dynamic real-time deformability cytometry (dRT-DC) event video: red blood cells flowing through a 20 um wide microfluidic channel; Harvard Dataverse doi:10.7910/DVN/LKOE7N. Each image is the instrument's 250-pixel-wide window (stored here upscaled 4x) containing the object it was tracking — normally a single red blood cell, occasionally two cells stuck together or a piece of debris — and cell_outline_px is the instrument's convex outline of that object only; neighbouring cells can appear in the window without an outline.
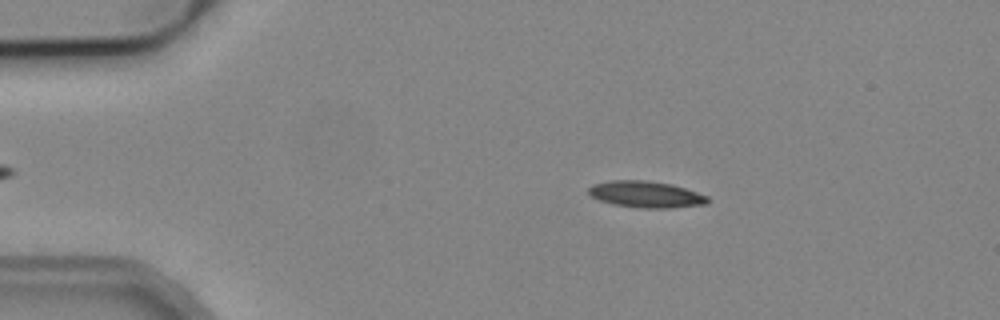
{"species": "common noctule bat (a hibernating species)", "species_latin": "Nyctalus noctula", "temperature_condition": "cold", "stored_images_in_passage": 44, "camera_frame_rate_fps": 3000, "um_per_image_px": 0.085, "animal": {"sex": "male", "body_mass_g": 19.2, "forearm_length_mm": 51.8}, "frame": {"image": 1, "passage_image": 9, "time_ms": 2.667, "image_size_px": [1000, 320], "cell_outline_px": [[708, 204], [672, 208], [640, 208], [612, 204], [600, 200], [592, 196], [588, 192], [588, 188], [592, 184], [612, 180], [644, 180], [672, 184], [708, 196]], "centroid_in_image_um": [54.9, 16.52], "position_along_channel_um": 30.1, "area_um2": 18.38}}
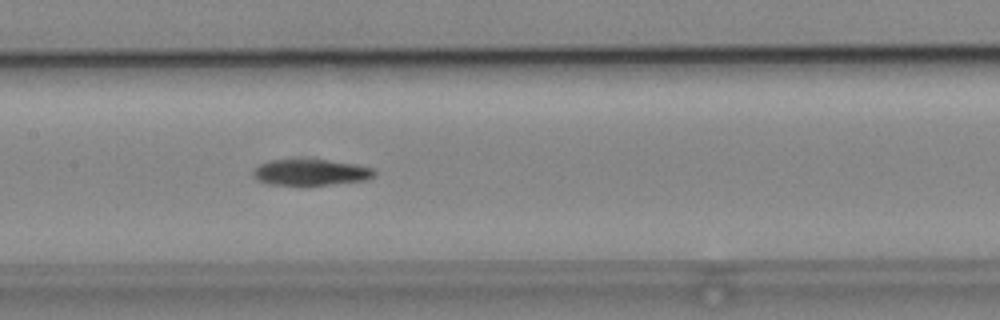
{"frame": {"image": 2, "passage_image": 25, "time_ms": 8.0, "image_size_px": [1000, 320], "cell_outline_px": [[376, 176], [364, 180], [328, 184], [268, 184], [252, 176], [252, 172], [260, 164], [268, 160], [328, 160], [356, 164], [372, 168], [376, 172]], "centroid_in_image_um": [26.43, 14.63], "position_along_channel_um": 181.0, "area_um2": 18.03}}
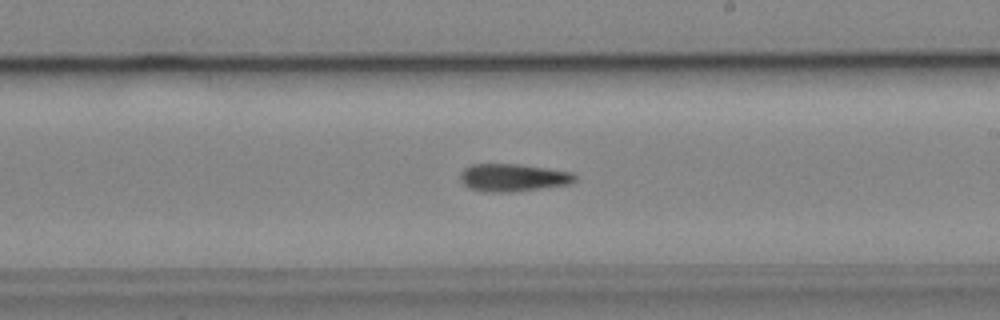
{"frame": {"image": 3, "passage_image": 30, "time_ms": 9.667, "image_size_px": [1000, 320], "cell_outline_px": [[576, 180], [568, 184], [540, 188], [508, 192], [492, 192], [468, 188], [460, 180], [460, 172], [464, 168], [472, 164], [516, 164], [572, 172], [576, 176]], "centroid_in_image_um": [43.56, 15.09], "position_along_channel_um": 245.4, "area_um2": 18.21}, "authors_computed_cell_mechanics": {"area_um2": 18.1203, "velocity_mm_per_s": 3.8749, "shape_relaxation_time_tau1_ms": 4.1831, "shape_relaxation_time_tau2_ms": null, "deformation_change_tau1": 0.1727, "deformation_change_tau2": null}}